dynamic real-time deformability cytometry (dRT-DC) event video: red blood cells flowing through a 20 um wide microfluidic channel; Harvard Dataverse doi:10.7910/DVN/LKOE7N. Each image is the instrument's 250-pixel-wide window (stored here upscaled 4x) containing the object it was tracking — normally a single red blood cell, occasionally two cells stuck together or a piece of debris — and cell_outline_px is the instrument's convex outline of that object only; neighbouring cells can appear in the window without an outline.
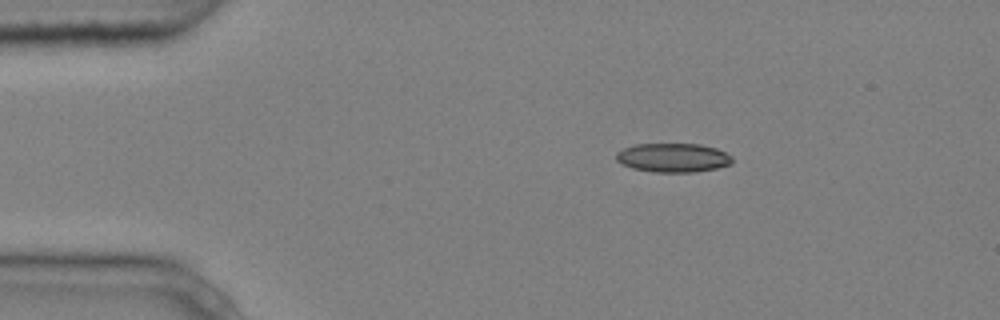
{"species": "common noctule bat (a hibernating species)", "species_latin": "Nyctalus noctula", "temperature_condition": "cold", "stored_images_in_passage": 3, "camera_frame_rate_fps": 3000, "um_per_image_px": 0.085, "animal": {"sex": "male", "body_mass_g": 20.4}, "frame": {"image": 1, "passage_image": 2, "time_ms": 0.333, "image_size_px": [1000, 320], "cell_outline_px": [[732, 164], [716, 168], [692, 172], [652, 172], [632, 168], [616, 160], [616, 152], [624, 148], [636, 144], [700, 144], [716, 148], [732, 156]], "centroid_in_image_um": [57.21, 13.4], "position_along_channel_um": 27.8, "area_um2": 19.54}}